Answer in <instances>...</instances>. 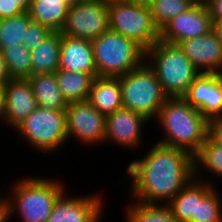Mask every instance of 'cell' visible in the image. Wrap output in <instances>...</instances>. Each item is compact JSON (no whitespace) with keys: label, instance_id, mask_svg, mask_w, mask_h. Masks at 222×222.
Wrapping results in <instances>:
<instances>
[{"label":"cell","instance_id":"36","mask_svg":"<svg viewBox=\"0 0 222 222\" xmlns=\"http://www.w3.org/2000/svg\"><path fill=\"white\" fill-rule=\"evenodd\" d=\"M5 113H6V105H5V94L2 88H0V120L5 122Z\"/></svg>","mask_w":222,"mask_h":222},{"label":"cell","instance_id":"26","mask_svg":"<svg viewBox=\"0 0 222 222\" xmlns=\"http://www.w3.org/2000/svg\"><path fill=\"white\" fill-rule=\"evenodd\" d=\"M201 169H206L216 177H222V146L215 143L209 136L194 155V178H200L199 170Z\"/></svg>","mask_w":222,"mask_h":222},{"label":"cell","instance_id":"40","mask_svg":"<svg viewBox=\"0 0 222 222\" xmlns=\"http://www.w3.org/2000/svg\"><path fill=\"white\" fill-rule=\"evenodd\" d=\"M194 3H206V0H192Z\"/></svg>","mask_w":222,"mask_h":222},{"label":"cell","instance_id":"10","mask_svg":"<svg viewBox=\"0 0 222 222\" xmlns=\"http://www.w3.org/2000/svg\"><path fill=\"white\" fill-rule=\"evenodd\" d=\"M65 113L68 139L77 138L78 143L85 145L104 143L106 116L87 100L69 103Z\"/></svg>","mask_w":222,"mask_h":222},{"label":"cell","instance_id":"3","mask_svg":"<svg viewBox=\"0 0 222 222\" xmlns=\"http://www.w3.org/2000/svg\"><path fill=\"white\" fill-rule=\"evenodd\" d=\"M145 61L156 73L168 97H182L201 73L179 45L160 39L145 51Z\"/></svg>","mask_w":222,"mask_h":222},{"label":"cell","instance_id":"21","mask_svg":"<svg viewBox=\"0 0 222 222\" xmlns=\"http://www.w3.org/2000/svg\"><path fill=\"white\" fill-rule=\"evenodd\" d=\"M221 205L222 199L215 186L208 179H197V209L192 222H222Z\"/></svg>","mask_w":222,"mask_h":222},{"label":"cell","instance_id":"7","mask_svg":"<svg viewBox=\"0 0 222 222\" xmlns=\"http://www.w3.org/2000/svg\"><path fill=\"white\" fill-rule=\"evenodd\" d=\"M109 30L134 40L145 51L160 38L148 6L128 0H108Z\"/></svg>","mask_w":222,"mask_h":222},{"label":"cell","instance_id":"17","mask_svg":"<svg viewBox=\"0 0 222 222\" xmlns=\"http://www.w3.org/2000/svg\"><path fill=\"white\" fill-rule=\"evenodd\" d=\"M59 69L97 74L91 40L61 34Z\"/></svg>","mask_w":222,"mask_h":222},{"label":"cell","instance_id":"15","mask_svg":"<svg viewBox=\"0 0 222 222\" xmlns=\"http://www.w3.org/2000/svg\"><path fill=\"white\" fill-rule=\"evenodd\" d=\"M184 55L201 73L222 74V44L215 32L180 42Z\"/></svg>","mask_w":222,"mask_h":222},{"label":"cell","instance_id":"29","mask_svg":"<svg viewBox=\"0 0 222 222\" xmlns=\"http://www.w3.org/2000/svg\"><path fill=\"white\" fill-rule=\"evenodd\" d=\"M194 4L192 0H154L149 8L154 24L161 30L169 20L187 11Z\"/></svg>","mask_w":222,"mask_h":222},{"label":"cell","instance_id":"11","mask_svg":"<svg viewBox=\"0 0 222 222\" xmlns=\"http://www.w3.org/2000/svg\"><path fill=\"white\" fill-rule=\"evenodd\" d=\"M213 22L206 3H195L187 11L169 20L160 30V40L178 45L212 31Z\"/></svg>","mask_w":222,"mask_h":222},{"label":"cell","instance_id":"18","mask_svg":"<svg viewBox=\"0 0 222 222\" xmlns=\"http://www.w3.org/2000/svg\"><path fill=\"white\" fill-rule=\"evenodd\" d=\"M87 101L105 116L122 108L119 77H95Z\"/></svg>","mask_w":222,"mask_h":222},{"label":"cell","instance_id":"13","mask_svg":"<svg viewBox=\"0 0 222 222\" xmlns=\"http://www.w3.org/2000/svg\"><path fill=\"white\" fill-rule=\"evenodd\" d=\"M151 122L144 115L134 112L131 109L122 107L114 111L111 114L106 115V132L105 140L112 141L119 146L131 147L130 150L137 148L142 145L141 139L143 133L142 127L146 123Z\"/></svg>","mask_w":222,"mask_h":222},{"label":"cell","instance_id":"24","mask_svg":"<svg viewBox=\"0 0 222 222\" xmlns=\"http://www.w3.org/2000/svg\"><path fill=\"white\" fill-rule=\"evenodd\" d=\"M172 216L179 222H192L197 209V179L193 178L166 204Z\"/></svg>","mask_w":222,"mask_h":222},{"label":"cell","instance_id":"32","mask_svg":"<svg viewBox=\"0 0 222 222\" xmlns=\"http://www.w3.org/2000/svg\"><path fill=\"white\" fill-rule=\"evenodd\" d=\"M208 136L218 145L222 146V119L209 121Z\"/></svg>","mask_w":222,"mask_h":222},{"label":"cell","instance_id":"25","mask_svg":"<svg viewBox=\"0 0 222 222\" xmlns=\"http://www.w3.org/2000/svg\"><path fill=\"white\" fill-rule=\"evenodd\" d=\"M10 79H28L32 76L31 50L23 44L5 47L2 51Z\"/></svg>","mask_w":222,"mask_h":222},{"label":"cell","instance_id":"31","mask_svg":"<svg viewBox=\"0 0 222 222\" xmlns=\"http://www.w3.org/2000/svg\"><path fill=\"white\" fill-rule=\"evenodd\" d=\"M32 0H0V19L29 11Z\"/></svg>","mask_w":222,"mask_h":222},{"label":"cell","instance_id":"8","mask_svg":"<svg viewBox=\"0 0 222 222\" xmlns=\"http://www.w3.org/2000/svg\"><path fill=\"white\" fill-rule=\"evenodd\" d=\"M17 133L43 153H52L68 140L65 110H44L38 107L16 128Z\"/></svg>","mask_w":222,"mask_h":222},{"label":"cell","instance_id":"1","mask_svg":"<svg viewBox=\"0 0 222 222\" xmlns=\"http://www.w3.org/2000/svg\"><path fill=\"white\" fill-rule=\"evenodd\" d=\"M127 167L135 201L166 205L194 178V156L182 149L156 143Z\"/></svg>","mask_w":222,"mask_h":222},{"label":"cell","instance_id":"2","mask_svg":"<svg viewBox=\"0 0 222 222\" xmlns=\"http://www.w3.org/2000/svg\"><path fill=\"white\" fill-rule=\"evenodd\" d=\"M155 119L164 131L157 143L185 150L193 156L208 137L209 121L182 97H168Z\"/></svg>","mask_w":222,"mask_h":222},{"label":"cell","instance_id":"4","mask_svg":"<svg viewBox=\"0 0 222 222\" xmlns=\"http://www.w3.org/2000/svg\"><path fill=\"white\" fill-rule=\"evenodd\" d=\"M45 178L26 177L13 185L11 196H7L10 218L18 213L21 222H47L55 201L65 189L61 181Z\"/></svg>","mask_w":222,"mask_h":222},{"label":"cell","instance_id":"6","mask_svg":"<svg viewBox=\"0 0 222 222\" xmlns=\"http://www.w3.org/2000/svg\"><path fill=\"white\" fill-rule=\"evenodd\" d=\"M123 107L144 115L157 117L168 96L163 92L154 70L144 61L138 68L119 76ZM154 117V118H153Z\"/></svg>","mask_w":222,"mask_h":222},{"label":"cell","instance_id":"37","mask_svg":"<svg viewBox=\"0 0 222 222\" xmlns=\"http://www.w3.org/2000/svg\"><path fill=\"white\" fill-rule=\"evenodd\" d=\"M213 27L212 30L215 32L218 40L222 44V20H212Z\"/></svg>","mask_w":222,"mask_h":222},{"label":"cell","instance_id":"28","mask_svg":"<svg viewBox=\"0 0 222 222\" xmlns=\"http://www.w3.org/2000/svg\"><path fill=\"white\" fill-rule=\"evenodd\" d=\"M125 212L126 222H179L172 216L167 205L144 204L132 201L125 209Z\"/></svg>","mask_w":222,"mask_h":222},{"label":"cell","instance_id":"35","mask_svg":"<svg viewBox=\"0 0 222 222\" xmlns=\"http://www.w3.org/2000/svg\"><path fill=\"white\" fill-rule=\"evenodd\" d=\"M9 80L8 70L2 52L0 51V88H2Z\"/></svg>","mask_w":222,"mask_h":222},{"label":"cell","instance_id":"33","mask_svg":"<svg viewBox=\"0 0 222 222\" xmlns=\"http://www.w3.org/2000/svg\"><path fill=\"white\" fill-rule=\"evenodd\" d=\"M212 20H222V0H206Z\"/></svg>","mask_w":222,"mask_h":222},{"label":"cell","instance_id":"20","mask_svg":"<svg viewBox=\"0 0 222 222\" xmlns=\"http://www.w3.org/2000/svg\"><path fill=\"white\" fill-rule=\"evenodd\" d=\"M61 31H53L35 49L31 50L32 75L55 73L60 63Z\"/></svg>","mask_w":222,"mask_h":222},{"label":"cell","instance_id":"14","mask_svg":"<svg viewBox=\"0 0 222 222\" xmlns=\"http://www.w3.org/2000/svg\"><path fill=\"white\" fill-rule=\"evenodd\" d=\"M103 205L100 194L72 198L64 191L55 201L47 222H101Z\"/></svg>","mask_w":222,"mask_h":222},{"label":"cell","instance_id":"23","mask_svg":"<svg viewBox=\"0 0 222 222\" xmlns=\"http://www.w3.org/2000/svg\"><path fill=\"white\" fill-rule=\"evenodd\" d=\"M55 76L58 87L69 104L88 100L91 84L97 74L68 72L58 69Z\"/></svg>","mask_w":222,"mask_h":222},{"label":"cell","instance_id":"12","mask_svg":"<svg viewBox=\"0 0 222 222\" xmlns=\"http://www.w3.org/2000/svg\"><path fill=\"white\" fill-rule=\"evenodd\" d=\"M182 98L208 121L222 119V74L200 73Z\"/></svg>","mask_w":222,"mask_h":222},{"label":"cell","instance_id":"39","mask_svg":"<svg viewBox=\"0 0 222 222\" xmlns=\"http://www.w3.org/2000/svg\"><path fill=\"white\" fill-rule=\"evenodd\" d=\"M68 6H71L73 3L77 2V0H63Z\"/></svg>","mask_w":222,"mask_h":222},{"label":"cell","instance_id":"16","mask_svg":"<svg viewBox=\"0 0 222 222\" xmlns=\"http://www.w3.org/2000/svg\"><path fill=\"white\" fill-rule=\"evenodd\" d=\"M5 94V123L16 129L39 107L28 79H10L3 87Z\"/></svg>","mask_w":222,"mask_h":222},{"label":"cell","instance_id":"34","mask_svg":"<svg viewBox=\"0 0 222 222\" xmlns=\"http://www.w3.org/2000/svg\"><path fill=\"white\" fill-rule=\"evenodd\" d=\"M1 195V194H0ZM0 196V222H10V207L8 199Z\"/></svg>","mask_w":222,"mask_h":222},{"label":"cell","instance_id":"38","mask_svg":"<svg viewBox=\"0 0 222 222\" xmlns=\"http://www.w3.org/2000/svg\"><path fill=\"white\" fill-rule=\"evenodd\" d=\"M128 1L134 2V3L139 4V5H143V6H148L149 7L154 0H128Z\"/></svg>","mask_w":222,"mask_h":222},{"label":"cell","instance_id":"22","mask_svg":"<svg viewBox=\"0 0 222 222\" xmlns=\"http://www.w3.org/2000/svg\"><path fill=\"white\" fill-rule=\"evenodd\" d=\"M68 8L63 0H32L28 12L33 22L48 26L52 31H61Z\"/></svg>","mask_w":222,"mask_h":222},{"label":"cell","instance_id":"19","mask_svg":"<svg viewBox=\"0 0 222 222\" xmlns=\"http://www.w3.org/2000/svg\"><path fill=\"white\" fill-rule=\"evenodd\" d=\"M39 107L44 110H65L67 101L61 93L55 73L35 74L28 78Z\"/></svg>","mask_w":222,"mask_h":222},{"label":"cell","instance_id":"5","mask_svg":"<svg viewBox=\"0 0 222 222\" xmlns=\"http://www.w3.org/2000/svg\"><path fill=\"white\" fill-rule=\"evenodd\" d=\"M91 42L97 76L119 77L145 61V50L140 45L112 30Z\"/></svg>","mask_w":222,"mask_h":222},{"label":"cell","instance_id":"9","mask_svg":"<svg viewBox=\"0 0 222 222\" xmlns=\"http://www.w3.org/2000/svg\"><path fill=\"white\" fill-rule=\"evenodd\" d=\"M108 30V0H77L67 10L61 34L93 40Z\"/></svg>","mask_w":222,"mask_h":222},{"label":"cell","instance_id":"27","mask_svg":"<svg viewBox=\"0 0 222 222\" xmlns=\"http://www.w3.org/2000/svg\"><path fill=\"white\" fill-rule=\"evenodd\" d=\"M32 22L28 11L10 18L0 19V51L5 47L22 44L26 29Z\"/></svg>","mask_w":222,"mask_h":222},{"label":"cell","instance_id":"30","mask_svg":"<svg viewBox=\"0 0 222 222\" xmlns=\"http://www.w3.org/2000/svg\"><path fill=\"white\" fill-rule=\"evenodd\" d=\"M53 31L45 25L32 22L28 29H26L25 39H23L22 44L29 50H33L38 47L48 35Z\"/></svg>","mask_w":222,"mask_h":222}]
</instances>
